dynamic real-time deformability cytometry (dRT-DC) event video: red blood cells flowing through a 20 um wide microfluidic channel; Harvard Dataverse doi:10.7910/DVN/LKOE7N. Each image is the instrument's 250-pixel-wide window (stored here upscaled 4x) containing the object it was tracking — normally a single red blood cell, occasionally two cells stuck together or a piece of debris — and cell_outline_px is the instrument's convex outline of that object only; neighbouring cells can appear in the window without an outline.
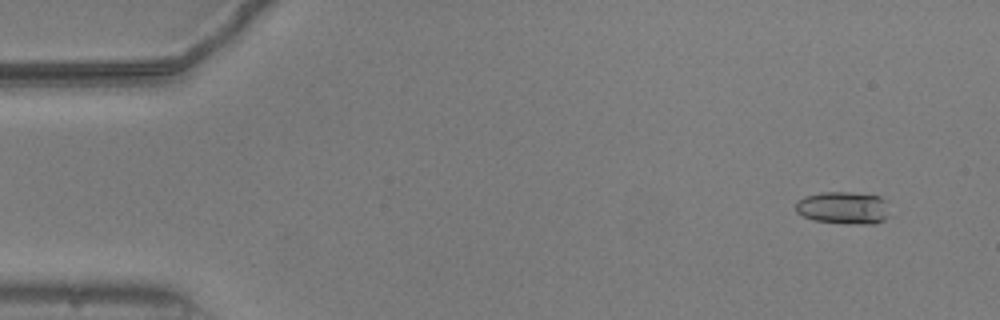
{"species": "common noctule bat (a hibernating species)", "species_latin": "Nyctalus noctula", "temperature_condition": "warm", "stored_images_in_passage": 54, "camera_frame_rate_fps": 3000, "um_per_image_px": 0.085, "animal": {"sex": "male", "body_mass_g": 20.5, "forearm_length_mm": 52.5}, "frame": {"image": 1, "passage_image": 4, "time_ms": 1.0, "image_size_px": [1000, 320], "cell_outline_px": [[888, 216], [884, 220], [876, 224], [848, 224], [812, 220], [796, 212], [796, 200], [804, 196], [820, 192], [852, 192], [880, 196], [884, 200]], "centroid_in_image_um": [71.65, 17.67], "position_along_channel_um": 13.4, "area_um2": 17.92}}
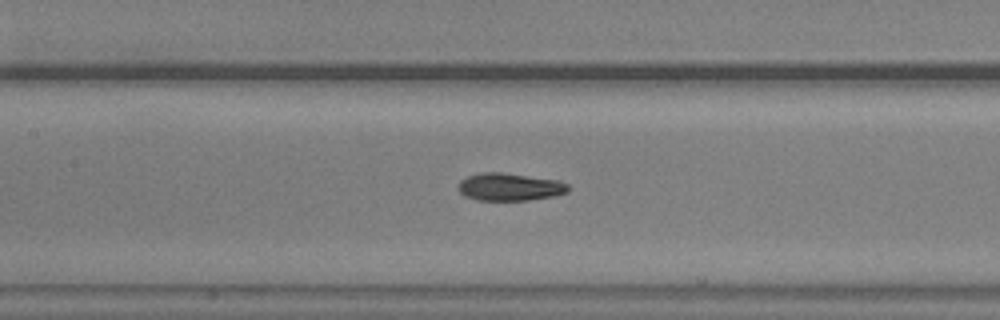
{"frame": {"image": 2, "passage_image": 25, "time_ms": 8.0, "image_size_px": [1000, 320], "cell_outline_px": [[572, 188], [568, 192], [556, 196], [528, 200], [476, 200], [464, 196], [456, 188], [460, 180], [468, 176], [480, 172], [500, 172], [560, 180], [568, 184]], "centroid_in_image_um": [43.34, 15.89], "position_along_channel_um": 164.1, "area_um2": 18.03}}
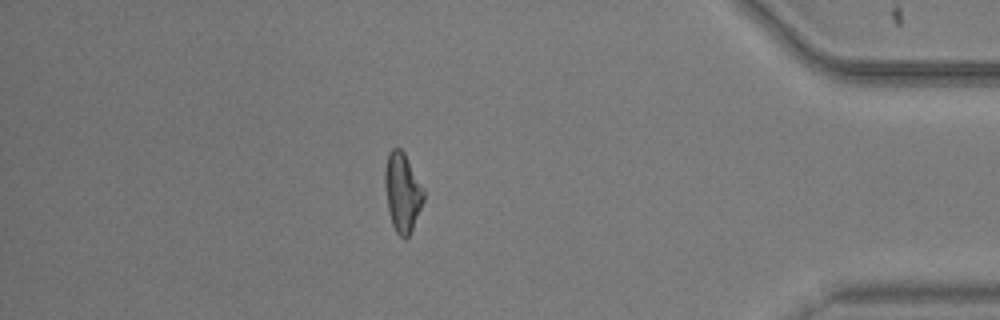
{"frame": {"image": 3, "passage_image": 47, "time_ms": 15.333, "image_size_px": [1000, 320], "cell_outline_px": [[424, 200], [412, 228], [408, 236], [404, 240], [396, 232], [392, 224], [388, 208], [384, 184], [384, 168], [388, 152], [392, 148], [400, 148], [404, 152], [424, 188]], "centroid_in_image_um": [34.19, 16.31], "position_along_channel_um": 401.0, "area_um2": 17.86}, "authors_computed_cell_mechanics": {"area_um2": 17.6868, "velocity_mm_per_s": 3.7683, "shape_relaxation_time_tau1_ms": 8.0973, "shape_relaxation_time_tau2_ms": 2.9942, "deformation_change_tau1": 0.2286, "deformation_change_tau2": 0.1038}}